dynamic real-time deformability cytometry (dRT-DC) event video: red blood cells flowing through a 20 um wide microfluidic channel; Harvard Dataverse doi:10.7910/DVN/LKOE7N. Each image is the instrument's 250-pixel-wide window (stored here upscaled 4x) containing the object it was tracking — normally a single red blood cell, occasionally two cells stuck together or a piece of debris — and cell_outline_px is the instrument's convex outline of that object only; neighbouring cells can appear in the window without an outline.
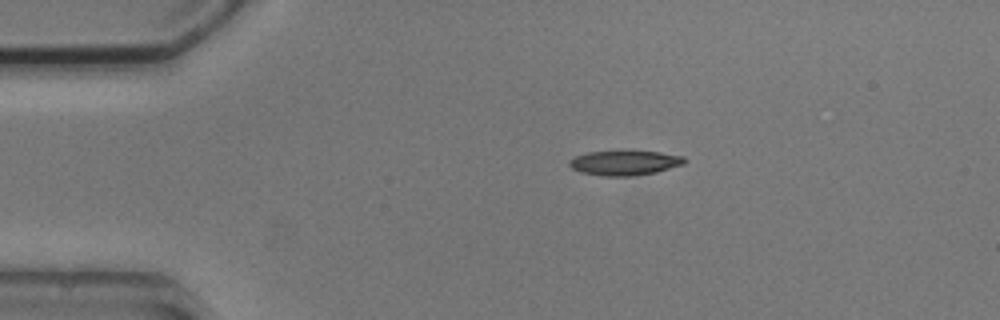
{"species": "common noctule bat (a hibernating species)", "species_latin": "Nyctalus noctula", "temperature_condition": "cold", "stored_images_in_passage": 2, "camera_frame_rate_fps": 3000, "um_per_image_px": 0.085, "animal": {"sex": "male", "body_mass_g": 20.5, "forearm_length_mm": 52.5}, "frame": {"image": 1, "passage_image": 1, "time_ms": 0.0, "image_size_px": [1000, 320], "cell_outline_px": [[688, 160], [684, 164], [656, 172], [632, 176], [604, 176], [580, 172], [572, 168], [568, 164], [568, 160], [576, 156], [588, 152], [660, 152], [684, 156]], "centroid_in_image_um": [53.11, 13.85], "position_along_channel_um": 31.9, "area_um2": 16.42}}